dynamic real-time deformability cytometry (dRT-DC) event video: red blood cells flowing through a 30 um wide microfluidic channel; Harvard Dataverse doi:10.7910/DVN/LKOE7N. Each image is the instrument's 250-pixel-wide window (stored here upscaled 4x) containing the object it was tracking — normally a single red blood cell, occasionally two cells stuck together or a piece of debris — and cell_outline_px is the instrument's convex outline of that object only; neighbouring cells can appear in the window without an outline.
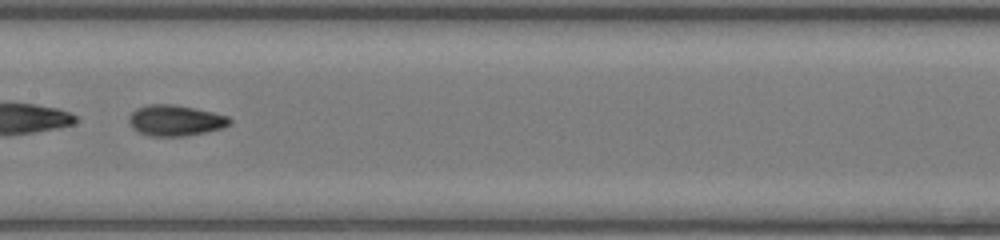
{"species": "common noctule bat (a hibernating species)", "species_latin": "Nyctalus noctula", "temperature_condition": "room temperature", "stored_images_in_passage": 47, "segment_of_instrument_passage": [2, 2], "camera_frame_rate_fps": 3000, "um_per_image_px": 0.085, "animal": {"sex": "female", "body_mass_g": 17.0, "forearm_length_mm": 48.0}, "frame": {"image": 1, "passage_image": 24, "time_ms": 7.667, "image_size_px": [1000, 240], "cell_outline_px": [[232, 124], [224, 128], [184, 136], [148, 136], [136, 132], [132, 128], [128, 120], [128, 116], [136, 108], [148, 104], [172, 104], [212, 112], [228, 116], [232, 120]], "centroid_in_image_um": [14.88, 10.25], "position_along_channel_um": 192.5, "area_um2": 18.26}}
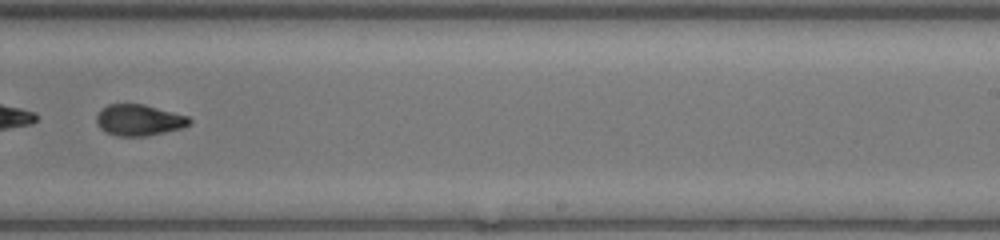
{"frame": {"image": 2, "passage_image": 30, "time_ms": 9.667, "image_size_px": [1000, 240], "cell_outline_px": [[192, 124], [184, 128], [148, 136], [116, 136], [104, 132], [100, 128], [96, 120], [96, 116], [100, 108], [108, 104], [144, 104], [188, 116], [192, 120]], "centroid_in_image_um": [11.82, 10.21], "position_along_channel_um": 277.2, "area_um2": 17.22}}